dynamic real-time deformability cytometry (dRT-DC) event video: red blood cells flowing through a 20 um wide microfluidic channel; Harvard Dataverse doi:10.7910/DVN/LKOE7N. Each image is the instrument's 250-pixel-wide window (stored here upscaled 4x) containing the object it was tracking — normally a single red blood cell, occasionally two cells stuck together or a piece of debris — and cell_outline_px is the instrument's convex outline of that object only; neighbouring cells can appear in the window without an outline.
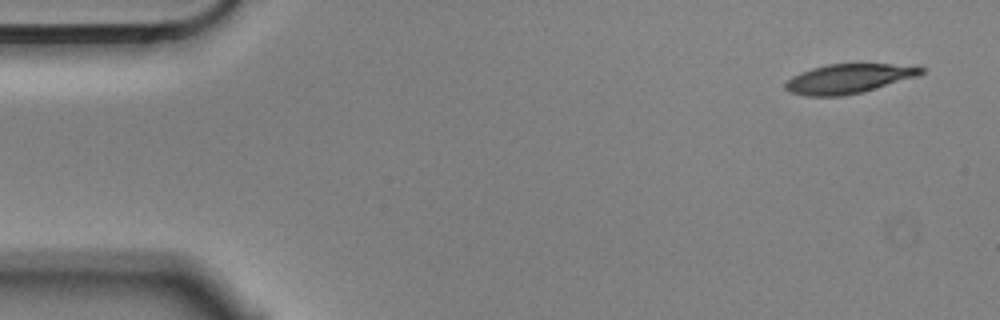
{"species": "Egyptian fruit bat (a non-hibernating species)", "species_latin": "Rousettus aegyptiacus", "temperature_condition": "cold", "stored_images_in_passage": 7, "camera_frame_rate_fps": 3000, "um_per_image_px": 0.085, "animal": {"sex": "male"}, "frame": {"image": 1, "passage_image": 1, "time_ms": 0.0, "image_size_px": [1000, 320], "cell_outline_px": [[924, 72], [920, 76], [860, 92], [844, 96], [804, 96], [792, 92], [784, 88], [784, 84], [792, 76], [812, 68], [828, 64], [916, 64], [924, 68]], "centroid_in_image_um": [72.2, 6.67], "position_along_channel_um": 12.8, "area_um2": 23.35}}
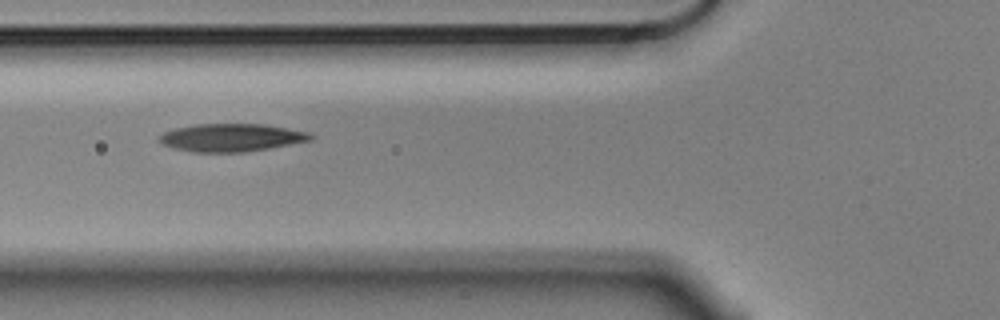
{"frame": {"image": 2, "passage_image": 6, "time_ms": 1.667, "image_size_px": [1000, 320], "cell_outline_px": [[316, 136], [312, 140], [268, 148], [244, 152], [192, 152], [172, 148], [160, 144], [156, 140], [156, 136], [164, 132], [176, 128], [196, 124], [264, 124], [312, 132]], "centroid_in_image_um": [19.64, 11.69], "position_along_channel_um": 106.2, "area_um2": 24.91}}
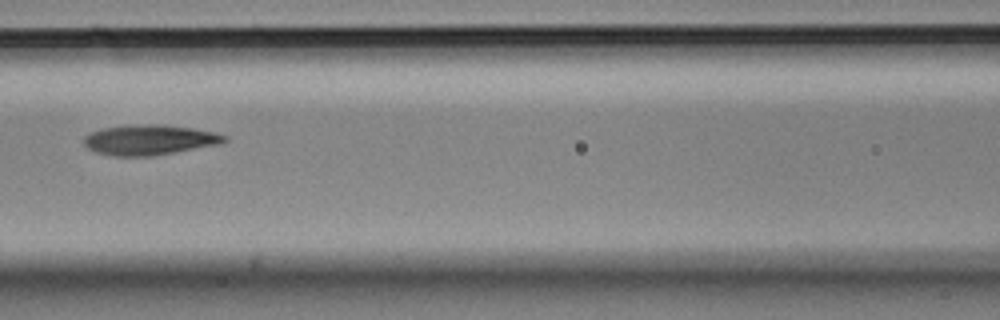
{"frame": {"image": 3, "passage_image": 7, "time_ms": 2.0, "image_size_px": [1000, 320], "cell_outline_px": [[228, 140], [220, 144], [152, 156], [112, 156], [96, 152], [88, 148], [84, 144], [84, 136], [88, 132], [104, 128], [148, 124], [164, 124], [192, 128], [216, 132], [228, 136]], "centroid_in_image_um": [12.73, 11.89], "position_along_channel_um": 153.9, "area_um2": 24.74}}